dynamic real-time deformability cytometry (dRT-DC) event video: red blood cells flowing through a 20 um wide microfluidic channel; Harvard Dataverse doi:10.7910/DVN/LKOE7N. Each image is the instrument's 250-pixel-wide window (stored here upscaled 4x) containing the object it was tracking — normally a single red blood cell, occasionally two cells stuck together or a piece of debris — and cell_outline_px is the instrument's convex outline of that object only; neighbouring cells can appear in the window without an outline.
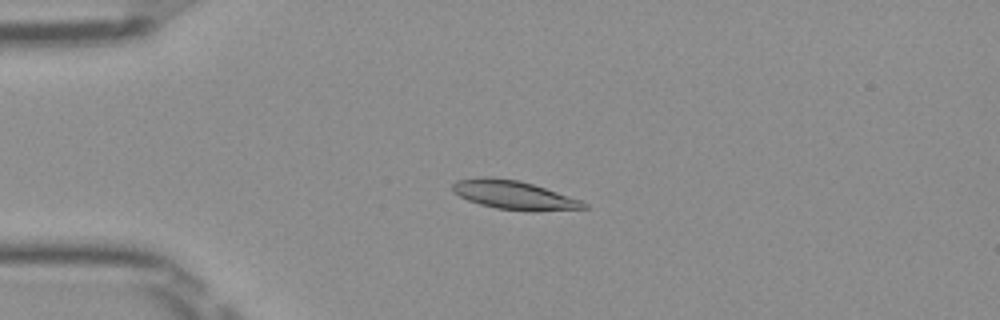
{"species": "Egyptian fruit bat (a non-hibernating species)", "species_latin": "Rousettus aegyptiacus", "temperature_condition": "room temperature", "stored_images_in_passage": 50, "camera_frame_rate_fps": 3000, "um_per_image_px": 0.085, "frame": {"image": 1, "passage_image": 12, "time_ms": 3.667, "image_size_px": [1000, 320], "cell_outline_px": [[588, 208], [536, 212], [532, 212], [496, 208], [480, 204], [468, 200], [452, 192], [452, 184], [456, 180], [480, 176], [488, 176], [516, 180], [532, 184], [580, 200], [588, 204]], "centroid_in_image_um": [43.65, 16.58], "position_along_channel_um": 41.3, "area_um2": 22.02}}
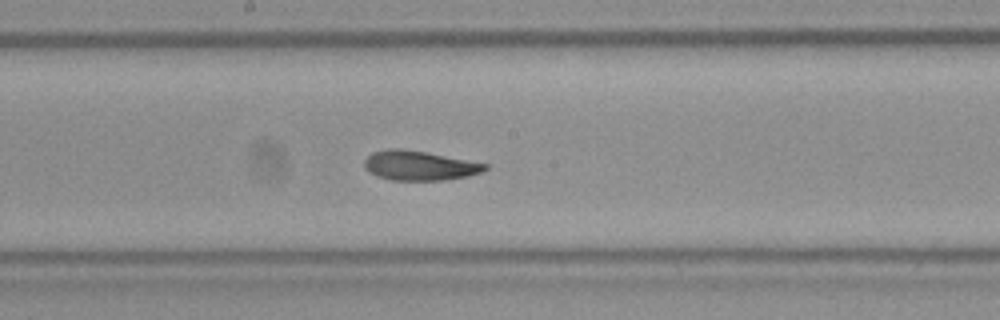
{"frame": {"image": 2, "passage_image": 27, "time_ms": 8.667, "image_size_px": [1000, 320], "cell_outline_px": [[488, 168], [480, 172], [468, 176], [444, 180], [392, 180], [376, 176], [368, 172], [364, 168], [364, 160], [372, 152], [388, 148], [400, 148], [424, 152], [488, 164]], "centroid_in_image_um": [35.59, 14.07], "position_along_channel_um": 212.6, "area_um2": 20.69}}
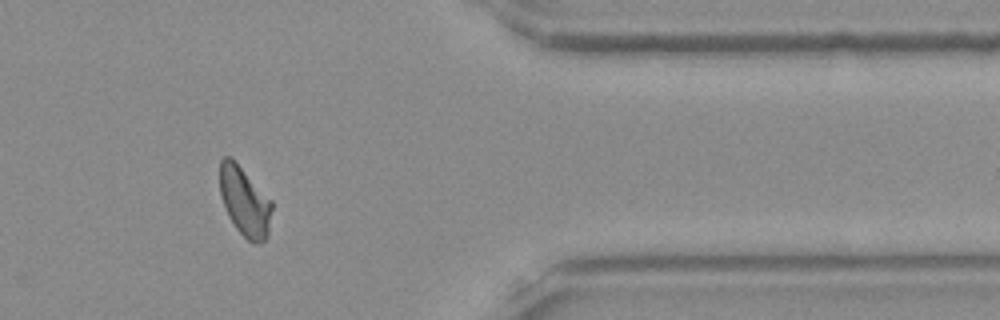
{"frame": {"image": 3, "passage_image": 42, "time_ms": 13.667, "image_size_px": [1000, 320], "cell_outline_px": [[272, 208], [268, 236], [260, 244], [252, 244], [236, 228], [228, 216], [224, 208], [220, 196], [220, 160], [224, 156], [232, 156], [272, 200]], "centroid_in_image_um": [20.8, 17.11], "position_along_channel_um": 390.6, "area_um2": 21.44}, "authors_computed_cell_mechanics": {"area_um2": 21.3282, "velocity_mm_per_s": 3.9848, "shape_relaxation_time_tau1_ms": 6.3782, "shape_relaxation_time_tau2_ms": 1.7596, "deformation_change_tau1": 0.1568, "deformation_change_tau2": 0.0672}}